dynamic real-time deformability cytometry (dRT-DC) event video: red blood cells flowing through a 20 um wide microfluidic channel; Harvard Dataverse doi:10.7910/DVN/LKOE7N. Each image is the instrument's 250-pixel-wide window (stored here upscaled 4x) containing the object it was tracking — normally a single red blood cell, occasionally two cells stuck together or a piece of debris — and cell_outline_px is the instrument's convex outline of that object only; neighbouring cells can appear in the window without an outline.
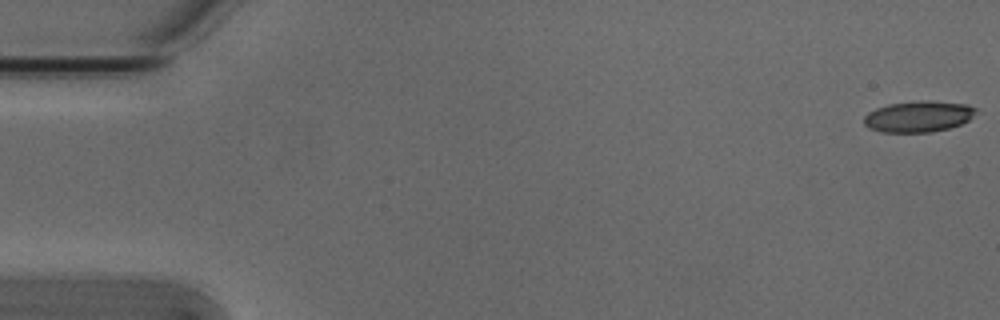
{"species": "Egyptian fruit bat (a non-hibernating species)", "species_latin": "Rousettus aegyptiacus", "temperature_condition": "cold", "stored_images_in_passage": 3, "camera_frame_rate_fps": 3000, "um_per_image_px": 0.085, "animal": {"sex": "male"}, "frame": {"image": 1, "passage_image": 1, "time_ms": 0.0, "image_size_px": [1000, 320], "cell_outline_px": [[980, 112], [968, 120], [960, 124], [948, 128], [932, 132], [884, 132], [868, 128], [864, 124], [864, 116], [868, 112], [876, 108], [888, 104], [920, 100], [928, 100], [968, 104], [976, 108]], "centroid_in_image_um": [78.09, 9.89], "position_along_channel_um": 6.9, "area_um2": 20.52}}